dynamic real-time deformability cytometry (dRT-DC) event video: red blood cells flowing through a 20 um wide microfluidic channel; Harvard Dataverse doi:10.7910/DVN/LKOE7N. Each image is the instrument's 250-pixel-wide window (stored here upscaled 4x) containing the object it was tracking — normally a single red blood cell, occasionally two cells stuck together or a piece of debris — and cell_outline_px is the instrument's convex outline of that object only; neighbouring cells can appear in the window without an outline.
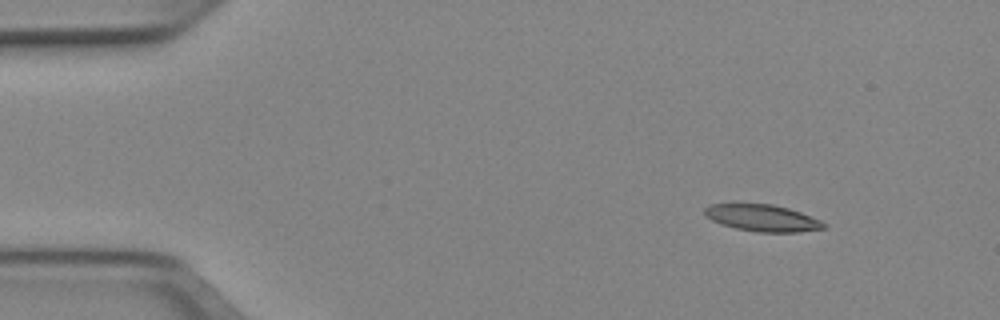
{"species": "Egyptian fruit bat (a non-hibernating species)", "species_latin": "Rousettus aegyptiacus", "temperature_condition": "cold", "stored_images_in_passage": 7, "camera_frame_rate_fps": 3000, "um_per_image_px": 0.085, "animal": {"sex": "female"}, "frame": {"image": 1, "passage_image": 1, "time_ms": 0.0, "image_size_px": [1000, 320], "cell_outline_px": [[828, 224], [824, 228], [800, 232], [756, 232], [736, 228], [720, 224], [704, 216], [704, 208], [708, 204], [732, 200], [736, 200], [772, 204], [788, 208], [800, 212], [820, 220]], "centroid_in_image_um": [64.68, 18.46], "position_along_channel_um": 20.3, "area_um2": 19.59}}
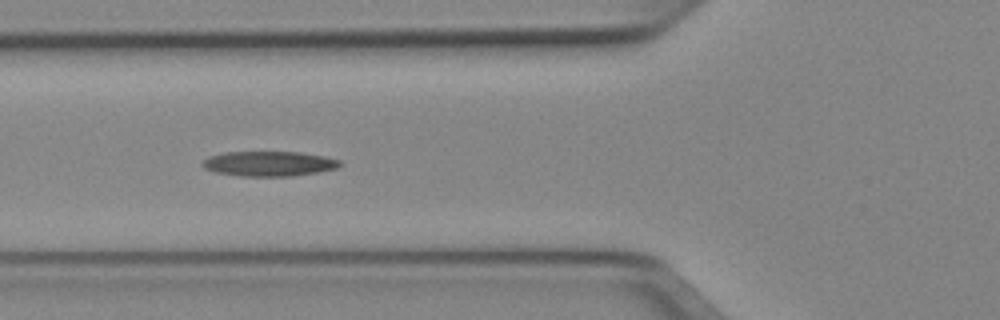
{"frame": {"image": 2, "passage_image": 5, "time_ms": 1.333, "image_size_px": [1000, 320], "cell_outline_px": [[340, 164], [336, 168], [316, 172], [292, 176], [240, 176], [216, 172], [204, 168], [200, 164], [208, 156], [224, 152], [300, 152], [324, 156], [340, 160]], "centroid_in_image_um": [22.82, 13.91], "position_along_channel_um": 103.0, "area_um2": 19.88}}
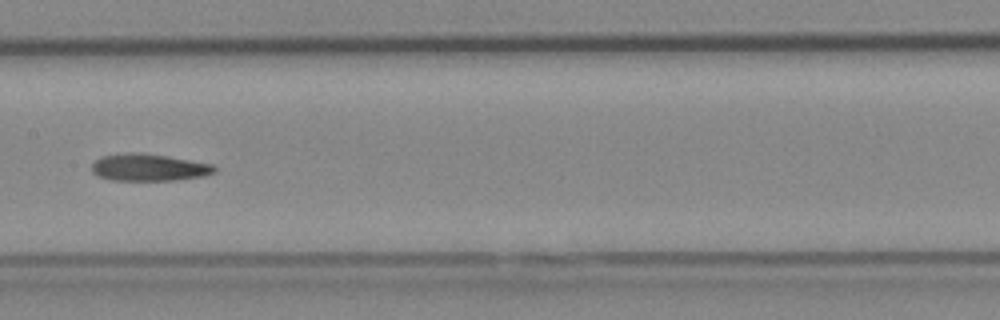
{"frame": {"image": 3, "passage_image": 7, "time_ms": 2.0, "image_size_px": [1000, 320], "cell_outline_px": [[216, 172], [204, 176], [176, 180], [112, 180], [96, 176], [92, 172], [92, 164], [100, 156], [128, 152], [140, 152], [168, 156], [212, 164], [216, 168]], "centroid_in_image_um": [12.63, 14.23], "position_along_channel_um": 194.8, "area_um2": 19.54}}